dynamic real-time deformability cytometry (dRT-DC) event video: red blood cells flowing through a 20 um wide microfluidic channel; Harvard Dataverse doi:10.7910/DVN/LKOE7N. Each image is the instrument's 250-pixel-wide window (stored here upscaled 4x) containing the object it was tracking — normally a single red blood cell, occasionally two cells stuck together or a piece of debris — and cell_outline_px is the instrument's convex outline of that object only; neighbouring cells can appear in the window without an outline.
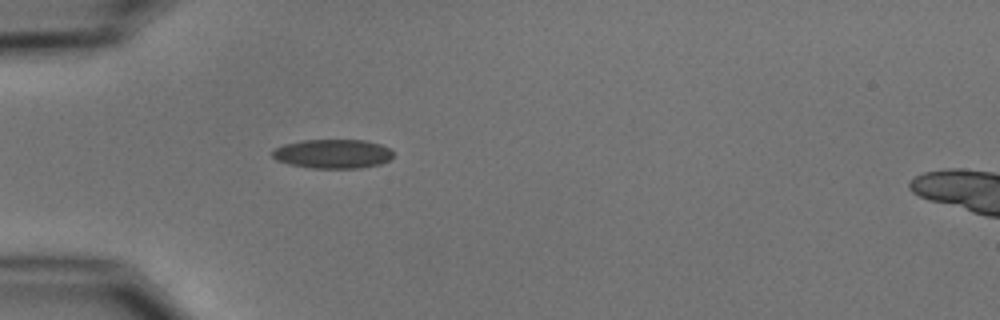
{"species": "common noctule bat (a hibernating species)", "species_latin": "Nyctalus noctula", "temperature_condition": "cold", "stored_images_in_passage": 1, "camera_frame_rate_fps": 3000, "um_per_image_px": 0.085, "animal": {"sex": "male", "body_mass_g": 15.6}, "frame": {"image": 1, "passage_image": 1, "time_ms": 0.0, "image_size_px": [1000, 320], "cell_outline_px": [[392, 156], [388, 160], [380, 164], [360, 168], [312, 168], [288, 164], [276, 160], [272, 156], [272, 152], [276, 148], [284, 144], [300, 140], [364, 140], [380, 144], [388, 148], [392, 152]], "centroid_in_image_um": [28.26, 13.07], "position_along_channel_um": 56.7, "area_um2": 20.46}}